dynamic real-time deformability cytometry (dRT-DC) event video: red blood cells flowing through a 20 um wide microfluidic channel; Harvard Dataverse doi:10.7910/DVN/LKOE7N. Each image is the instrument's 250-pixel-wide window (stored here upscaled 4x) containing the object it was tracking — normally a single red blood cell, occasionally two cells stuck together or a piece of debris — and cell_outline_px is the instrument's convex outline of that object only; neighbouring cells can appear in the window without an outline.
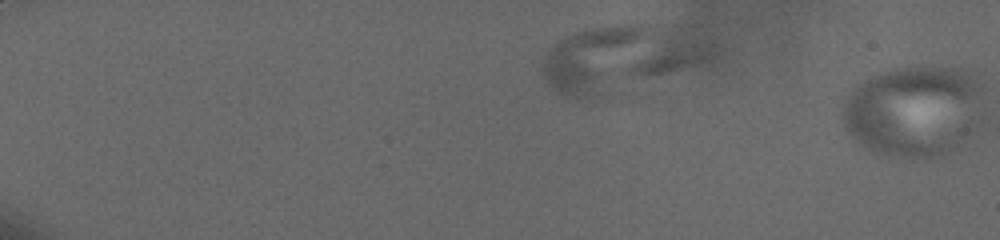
{"species": "human", "species_latin": "Homo sapiens", "temperature_condition": "cold", "stored_images_in_passage": 2, "camera_frame_rate_fps": 3000, "um_per_image_px": 0.085, "donor": {"sex": "male"}, "frame": {"image": 1, "passage_image": 1, "time_ms": 0.0, "image_size_px": [1000, 240], "cell_outline_px": [[716, 44], [708, 60], [700, 64], [624, 100], [568, 100], [556, 92], [544, 80], [540, 68], [544, 56], [552, 44], [572, 32], [584, 28], [608, 24], [636, 24], [712, 40]], "centroid_in_image_um": [52.65, 5.15], "position_along_channel_um": 32.3, "area_um2": 69.07}}